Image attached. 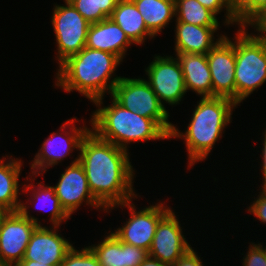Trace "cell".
<instances>
[{
    "instance_id": "e0dca14e",
    "label": "cell",
    "mask_w": 266,
    "mask_h": 266,
    "mask_svg": "<svg viewBox=\"0 0 266 266\" xmlns=\"http://www.w3.org/2000/svg\"><path fill=\"white\" fill-rule=\"evenodd\" d=\"M133 44L125 32L110 17L90 24L87 32L86 47L109 52L122 61L127 48Z\"/></svg>"
},
{
    "instance_id": "cb8c5ba5",
    "label": "cell",
    "mask_w": 266,
    "mask_h": 266,
    "mask_svg": "<svg viewBox=\"0 0 266 266\" xmlns=\"http://www.w3.org/2000/svg\"><path fill=\"white\" fill-rule=\"evenodd\" d=\"M176 22L197 26H219L216 15L197 0H175Z\"/></svg>"
},
{
    "instance_id": "f1b7e54d",
    "label": "cell",
    "mask_w": 266,
    "mask_h": 266,
    "mask_svg": "<svg viewBox=\"0 0 266 266\" xmlns=\"http://www.w3.org/2000/svg\"><path fill=\"white\" fill-rule=\"evenodd\" d=\"M244 257L243 266H266V252L263 245L259 243L250 244L247 255Z\"/></svg>"
},
{
    "instance_id": "5bb4252c",
    "label": "cell",
    "mask_w": 266,
    "mask_h": 266,
    "mask_svg": "<svg viewBox=\"0 0 266 266\" xmlns=\"http://www.w3.org/2000/svg\"><path fill=\"white\" fill-rule=\"evenodd\" d=\"M176 214L170 210L158 223L148 254L172 266L192 247L182 234Z\"/></svg>"
},
{
    "instance_id": "83f0119b",
    "label": "cell",
    "mask_w": 266,
    "mask_h": 266,
    "mask_svg": "<svg viewBox=\"0 0 266 266\" xmlns=\"http://www.w3.org/2000/svg\"><path fill=\"white\" fill-rule=\"evenodd\" d=\"M201 5H203L205 8L212 11L216 16L217 14H220V12L223 10V8L226 10V20L224 21L225 25L236 23L237 25V19L234 14V9L225 1V0H197Z\"/></svg>"
},
{
    "instance_id": "2e32d148",
    "label": "cell",
    "mask_w": 266,
    "mask_h": 266,
    "mask_svg": "<svg viewBox=\"0 0 266 266\" xmlns=\"http://www.w3.org/2000/svg\"><path fill=\"white\" fill-rule=\"evenodd\" d=\"M88 247L101 266H140L149 255L142 248L121 242L112 232L97 245Z\"/></svg>"
},
{
    "instance_id": "277c9868",
    "label": "cell",
    "mask_w": 266,
    "mask_h": 266,
    "mask_svg": "<svg viewBox=\"0 0 266 266\" xmlns=\"http://www.w3.org/2000/svg\"><path fill=\"white\" fill-rule=\"evenodd\" d=\"M103 99L93 102L98 109L90 120V130L99 138L126 151L130 142L170 139L169 134L154 119L124 108L113 97L111 105L102 108Z\"/></svg>"
},
{
    "instance_id": "8992f818",
    "label": "cell",
    "mask_w": 266,
    "mask_h": 266,
    "mask_svg": "<svg viewBox=\"0 0 266 266\" xmlns=\"http://www.w3.org/2000/svg\"><path fill=\"white\" fill-rule=\"evenodd\" d=\"M27 206L21 202L19 211L0 214V266H15L25 255L30 237L38 218L30 216Z\"/></svg>"
},
{
    "instance_id": "52a82bcc",
    "label": "cell",
    "mask_w": 266,
    "mask_h": 266,
    "mask_svg": "<svg viewBox=\"0 0 266 266\" xmlns=\"http://www.w3.org/2000/svg\"><path fill=\"white\" fill-rule=\"evenodd\" d=\"M111 97L124 108L154 119L170 135L174 125L168 121L169 112L146 79L122 77L114 86Z\"/></svg>"
},
{
    "instance_id": "7402d4cb",
    "label": "cell",
    "mask_w": 266,
    "mask_h": 266,
    "mask_svg": "<svg viewBox=\"0 0 266 266\" xmlns=\"http://www.w3.org/2000/svg\"><path fill=\"white\" fill-rule=\"evenodd\" d=\"M147 29L157 36L175 17V0H133Z\"/></svg>"
},
{
    "instance_id": "7c38bea8",
    "label": "cell",
    "mask_w": 266,
    "mask_h": 266,
    "mask_svg": "<svg viewBox=\"0 0 266 266\" xmlns=\"http://www.w3.org/2000/svg\"><path fill=\"white\" fill-rule=\"evenodd\" d=\"M223 36L206 54L210 69L213 97H224L236 103L234 42Z\"/></svg>"
},
{
    "instance_id": "3957f363",
    "label": "cell",
    "mask_w": 266,
    "mask_h": 266,
    "mask_svg": "<svg viewBox=\"0 0 266 266\" xmlns=\"http://www.w3.org/2000/svg\"><path fill=\"white\" fill-rule=\"evenodd\" d=\"M238 106L224 97H203L197 102L187 130L180 132L172 127L169 138H183L188 152V169L199 161L207 159L215 142L222 137L224 128L232 119V111Z\"/></svg>"
},
{
    "instance_id": "f546056e",
    "label": "cell",
    "mask_w": 266,
    "mask_h": 266,
    "mask_svg": "<svg viewBox=\"0 0 266 266\" xmlns=\"http://www.w3.org/2000/svg\"><path fill=\"white\" fill-rule=\"evenodd\" d=\"M248 211L254 214L261 223H266V189H260V194L248 207Z\"/></svg>"
},
{
    "instance_id": "e575fe53",
    "label": "cell",
    "mask_w": 266,
    "mask_h": 266,
    "mask_svg": "<svg viewBox=\"0 0 266 266\" xmlns=\"http://www.w3.org/2000/svg\"><path fill=\"white\" fill-rule=\"evenodd\" d=\"M15 266H51V265H45L43 263H38L37 261H32V260H21Z\"/></svg>"
},
{
    "instance_id": "8fae6325",
    "label": "cell",
    "mask_w": 266,
    "mask_h": 266,
    "mask_svg": "<svg viewBox=\"0 0 266 266\" xmlns=\"http://www.w3.org/2000/svg\"><path fill=\"white\" fill-rule=\"evenodd\" d=\"M145 71L146 81L163 106L165 101L168 105L179 104L187 90L177 57L156 55Z\"/></svg>"
},
{
    "instance_id": "ac0fdd59",
    "label": "cell",
    "mask_w": 266,
    "mask_h": 266,
    "mask_svg": "<svg viewBox=\"0 0 266 266\" xmlns=\"http://www.w3.org/2000/svg\"><path fill=\"white\" fill-rule=\"evenodd\" d=\"M175 52L176 54H207L225 35L215 40L214 33L219 26H197L184 22H176Z\"/></svg>"
},
{
    "instance_id": "30bf717a",
    "label": "cell",
    "mask_w": 266,
    "mask_h": 266,
    "mask_svg": "<svg viewBox=\"0 0 266 266\" xmlns=\"http://www.w3.org/2000/svg\"><path fill=\"white\" fill-rule=\"evenodd\" d=\"M76 120L78 119L73 118L65 121L58 133H51L42 143L41 148L31 163V174L34 177L35 175L39 176L42 172H46V168L57 165L64 160L69 153L73 152V149H80L81 141L90 128H87L85 125L76 128L74 124ZM67 128L70 129L68 130Z\"/></svg>"
},
{
    "instance_id": "44dd1931",
    "label": "cell",
    "mask_w": 266,
    "mask_h": 266,
    "mask_svg": "<svg viewBox=\"0 0 266 266\" xmlns=\"http://www.w3.org/2000/svg\"><path fill=\"white\" fill-rule=\"evenodd\" d=\"M110 18L118 24L133 44L141 45L146 37L155 36L147 29L144 19L133 0H119Z\"/></svg>"
},
{
    "instance_id": "7a4b0ae2",
    "label": "cell",
    "mask_w": 266,
    "mask_h": 266,
    "mask_svg": "<svg viewBox=\"0 0 266 266\" xmlns=\"http://www.w3.org/2000/svg\"><path fill=\"white\" fill-rule=\"evenodd\" d=\"M122 60L109 52L84 47L59 65L55 84L66 92L78 91L94 102L112 94L122 77L112 74ZM112 78V79H111Z\"/></svg>"
},
{
    "instance_id": "ffe728a7",
    "label": "cell",
    "mask_w": 266,
    "mask_h": 266,
    "mask_svg": "<svg viewBox=\"0 0 266 266\" xmlns=\"http://www.w3.org/2000/svg\"><path fill=\"white\" fill-rule=\"evenodd\" d=\"M7 157H10L7 158L9 160L5 156L0 159V211L15 212L19 211L22 202L18 199L20 195L18 179L22 173V162L21 159Z\"/></svg>"
},
{
    "instance_id": "6da1fadb",
    "label": "cell",
    "mask_w": 266,
    "mask_h": 266,
    "mask_svg": "<svg viewBox=\"0 0 266 266\" xmlns=\"http://www.w3.org/2000/svg\"><path fill=\"white\" fill-rule=\"evenodd\" d=\"M77 151H80L79 162L84 167L89 189L105 209L136 198L129 152L99 138L91 130Z\"/></svg>"
},
{
    "instance_id": "9c48e42d",
    "label": "cell",
    "mask_w": 266,
    "mask_h": 266,
    "mask_svg": "<svg viewBox=\"0 0 266 266\" xmlns=\"http://www.w3.org/2000/svg\"><path fill=\"white\" fill-rule=\"evenodd\" d=\"M133 200L125 203L112 206L106 209H114L119 206L126 207L130 211V218L124 226L114 230V235L124 243L142 248L149 251L153 237L155 235L156 227L159 221L171 210L170 207L164 206V203H157L145 207L140 211H135V205L132 203Z\"/></svg>"
},
{
    "instance_id": "4dcf8cb0",
    "label": "cell",
    "mask_w": 266,
    "mask_h": 266,
    "mask_svg": "<svg viewBox=\"0 0 266 266\" xmlns=\"http://www.w3.org/2000/svg\"><path fill=\"white\" fill-rule=\"evenodd\" d=\"M172 266H204L202 261L194 249H190L182 257H180Z\"/></svg>"
},
{
    "instance_id": "d4e9b609",
    "label": "cell",
    "mask_w": 266,
    "mask_h": 266,
    "mask_svg": "<svg viewBox=\"0 0 266 266\" xmlns=\"http://www.w3.org/2000/svg\"><path fill=\"white\" fill-rule=\"evenodd\" d=\"M90 23L94 24L112 15L119 0H68Z\"/></svg>"
},
{
    "instance_id": "4fadbf2b",
    "label": "cell",
    "mask_w": 266,
    "mask_h": 266,
    "mask_svg": "<svg viewBox=\"0 0 266 266\" xmlns=\"http://www.w3.org/2000/svg\"><path fill=\"white\" fill-rule=\"evenodd\" d=\"M53 187L62 208L70 217L83 202L86 205L97 208V210L100 208L106 211L92 195L84 167L79 162V157H76L71 165L66 167L58 183Z\"/></svg>"
},
{
    "instance_id": "9a60e30c",
    "label": "cell",
    "mask_w": 266,
    "mask_h": 266,
    "mask_svg": "<svg viewBox=\"0 0 266 266\" xmlns=\"http://www.w3.org/2000/svg\"><path fill=\"white\" fill-rule=\"evenodd\" d=\"M58 227L52 226L49 229L46 226H37L30 237L22 260L60 266L66 254L73 248V244L57 233Z\"/></svg>"
},
{
    "instance_id": "603a6c76",
    "label": "cell",
    "mask_w": 266,
    "mask_h": 266,
    "mask_svg": "<svg viewBox=\"0 0 266 266\" xmlns=\"http://www.w3.org/2000/svg\"><path fill=\"white\" fill-rule=\"evenodd\" d=\"M33 185V186H32ZM23 191H26L29 193V191H32L31 198L32 200H36L34 202H39L41 204L40 208L44 211L48 205L51 207L50 209V221L53 226H60L62 222H67V219L71 218L65 210L62 208L59 198L55 194V189L53 186H45L40 182L37 184V188L35 185L30 183V185L24 184L23 185ZM50 203V204H49ZM38 204V203H37ZM38 206V207H39ZM45 207V208H44ZM36 208V207H35Z\"/></svg>"
},
{
    "instance_id": "d6986e66",
    "label": "cell",
    "mask_w": 266,
    "mask_h": 266,
    "mask_svg": "<svg viewBox=\"0 0 266 266\" xmlns=\"http://www.w3.org/2000/svg\"><path fill=\"white\" fill-rule=\"evenodd\" d=\"M180 62L186 90L203 97H213L210 69L206 54H176Z\"/></svg>"
},
{
    "instance_id": "5b68a950",
    "label": "cell",
    "mask_w": 266,
    "mask_h": 266,
    "mask_svg": "<svg viewBox=\"0 0 266 266\" xmlns=\"http://www.w3.org/2000/svg\"><path fill=\"white\" fill-rule=\"evenodd\" d=\"M246 31L240 27L234 37L237 105L266 81V41Z\"/></svg>"
},
{
    "instance_id": "d6a6232c",
    "label": "cell",
    "mask_w": 266,
    "mask_h": 266,
    "mask_svg": "<svg viewBox=\"0 0 266 266\" xmlns=\"http://www.w3.org/2000/svg\"><path fill=\"white\" fill-rule=\"evenodd\" d=\"M264 138H263V147H262V164H261V170H262V177H263V182H262V189H266V128L265 132L263 133Z\"/></svg>"
},
{
    "instance_id": "484cf974",
    "label": "cell",
    "mask_w": 266,
    "mask_h": 266,
    "mask_svg": "<svg viewBox=\"0 0 266 266\" xmlns=\"http://www.w3.org/2000/svg\"><path fill=\"white\" fill-rule=\"evenodd\" d=\"M265 10L266 0H241L234 8L238 27H248Z\"/></svg>"
},
{
    "instance_id": "836d02e7",
    "label": "cell",
    "mask_w": 266,
    "mask_h": 266,
    "mask_svg": "<svg viewBox=\"0 0 266 266\" xmlns=\"http://www.w3.org/2000/svg\"><path fill=\"white\" fill-rule=\"evenodd\" d=\"M140 266H169L165 263H162L159 259L148 255L145 260L140 264Z\"/></svg>"
},
{
    "instance_id": "1f68e13d",
    "label": "cell",
    "mask_w": 266,
    "mask_h": 266,
    "mask_svg": "<svg viewBox=\"0 0 266 266\" xmlns=\"http://www.w3.org/2000/svg\"><path fill=\"white\" fill-rule=\"evenodd\" d=\"M249 26L256 28L257 37L266 41V10L256 17Z\"/></svg>"
},
{
    "instance_id": "ba28073f",
    "label": "cell",
    "mask_w": 266,
    "mask_h": 266,
    "mask_svg": "<svg viewBox=\"0 0 266 266\" xmlns=\"http://www.w3.org/2000/svg\"><path fill=\"white\" fill-rule=\"evenodd\" d=\"M65 6L56 4L51 19L56 37L57 54L60 65L68 57L79 53L86 45L90 23L68 1ZM58 58V59H57Z\"/></svg>"
},
{
    "instance_id": "d590c367",
    "label": "cell",
    "mask_w": 266,
    "mask_h": 266,
    "mask_svg": "<svg viewBox=\"0 0 266 266\" xmlns=\"http://www.w3.org/2000/svg\"><path fill=\"white\" fill-rule=\"evenodd\" d=\"M233 9L240 3L241 0H225Z\"/></svg>"
},
{
    "instance_id": "4316f807",
    "label": "cell",
    "mask_w": 266,
    "mask_h": 266,
    "mask_svg": "<svg viewBox=\"0 0 266 266\" xmlns=\"http://www.w3.org/2000/svg\"><path fill=\"white\" fill-rule=\"evenodd\" d=\"M60 266H101L97 257L89 247L80 251L73 248L66 254Z\"/></svg>"
}]
</instances>
